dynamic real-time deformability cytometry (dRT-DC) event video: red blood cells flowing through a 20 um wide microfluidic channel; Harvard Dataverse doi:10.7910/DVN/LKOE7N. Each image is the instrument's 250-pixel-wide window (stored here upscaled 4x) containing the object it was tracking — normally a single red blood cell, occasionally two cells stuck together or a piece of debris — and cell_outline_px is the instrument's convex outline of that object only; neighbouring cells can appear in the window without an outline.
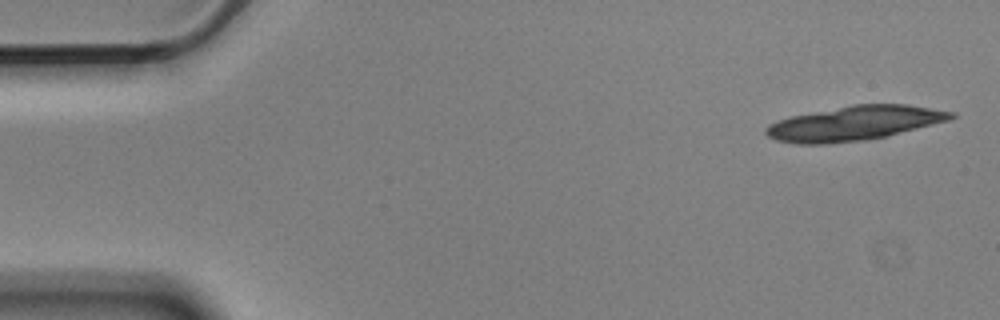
{"species": "Egyptian fruit bat (a non-hibernating species)", "species_latin": "Rousettus aegyptiacus", "temperature_condition": "cold", "stored_images_in_passage": 9, "camera_frame_rate_fps": 3000, "um_per_image_px": 0.085, "animal": {"sex": "male"}, "frame": {"image": 1, "passage_image": 1, "time_ms": 0.0, "image_size_px": [1000, 320], "cell_outline_px": [[956, 116], [948, 120], [884, 136], [864, 140], [824, 144], [796, 144], [776, 140], [768, 136], [764, 132], [764, 128], [768, 124], [792, 116], [852, 104], [908, 104], [956, 112]], "centroid_in_image_um": [72.59, 10.47], "position_along_channel_um": 12.4, "area_um2": 36.82}}